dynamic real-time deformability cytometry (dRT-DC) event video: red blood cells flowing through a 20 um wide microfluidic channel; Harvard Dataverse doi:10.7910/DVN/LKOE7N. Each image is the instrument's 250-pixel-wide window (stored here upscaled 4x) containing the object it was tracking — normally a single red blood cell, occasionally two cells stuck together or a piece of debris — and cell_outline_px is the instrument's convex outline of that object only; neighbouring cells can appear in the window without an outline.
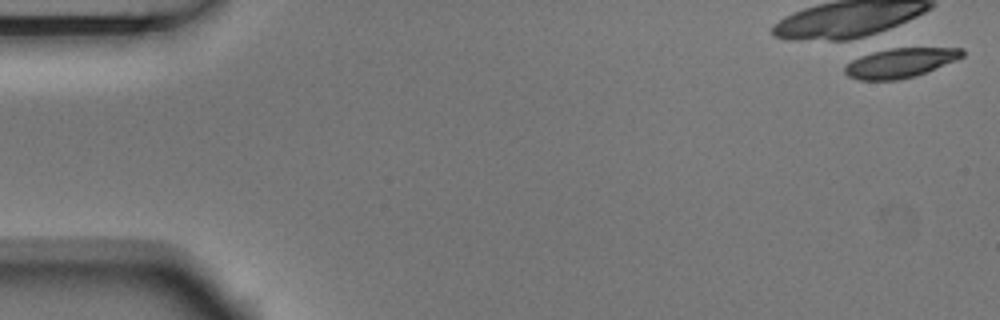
{"species": "Egyptian fruit bat (a non-hibernating species)", "species_latin": "Rousettus aegyptiacus", "temperature_condition": "room temperature", "stored_images_in_passage": 4, "camera_frame_rate_fps": 3000, "um_per_image_px": 0.085, "animal": {"sex": "male"}, "frame": {"image": 1, "passage_image": 1, "time_ms": 0.0, "image_size_px": [1000, 320], "cell_outline_px": [[964, 56], [956, 60], [924, 72], [912, 76], [896, 80], [860, 80], [848, 76], [844, 72], [844, 68], [852, 60], [860, 56], [872, 52], [892, 48], [964, 48]], "centroid_in_image_um": [76.51, 5.34], "position_along_channel_um": 8.5, "area_um2": 19.83}}